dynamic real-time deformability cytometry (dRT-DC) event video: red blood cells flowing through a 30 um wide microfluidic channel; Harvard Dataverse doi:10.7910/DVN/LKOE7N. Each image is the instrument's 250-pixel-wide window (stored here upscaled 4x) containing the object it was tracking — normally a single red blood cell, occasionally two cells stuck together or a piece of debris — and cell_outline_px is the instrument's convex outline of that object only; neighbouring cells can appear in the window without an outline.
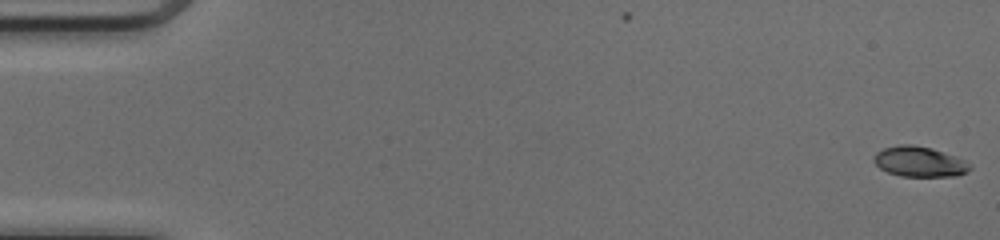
{"species": "common noctule bat (a hibernating species)", "species_latin": "Nyctalus noctula", "temperature_condition": "cold", "stored_images_in_passage": 51, "camera_frame_rate_fps": 3000, "um_per_image_px": 0.085, "animal": {"sex": "female", "body_mass_g": 17.0, "forearm_length_mm": 48.0}, "frame": {"image": 1, "passage_image": 1, "time_ms": 0.0, "image_size_px": [1000, 240], "cell_outline_px": [[972, 168], [968, 172], [956, 176], [900, 176], [888, 172], [880, 168], [872, 160], [872, 156], [876, 152], [884, 148], [900, 144], [912, 144], [932, 148], [956, 156], [972, 164]], "centroid_in_image_um": [78.16, 13.74], "position_along_channel_um": 6.8, "area_um2": 17.17}}
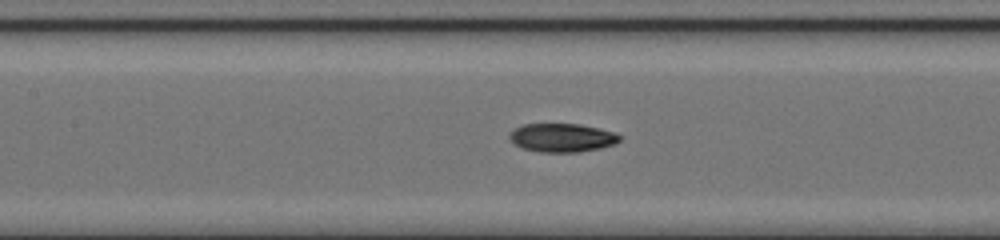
{"frame": {"image": 2, "passage_image": 24, "time_ms": 7.667, "image_size_px": [1000, 240], "cell_outline_px": [[620, 140], [616, 144], [600, 148], [580, 152], [540, 152], [524, 148], [516, 144], [508, 136], [512, 128], [524, 124], [580, 124], [616, 132], [620, 136]], "centroid_in_image_um": [47.79, 11.7], "position_along_channel_um": 159.6, "area_um2": 18.38}}
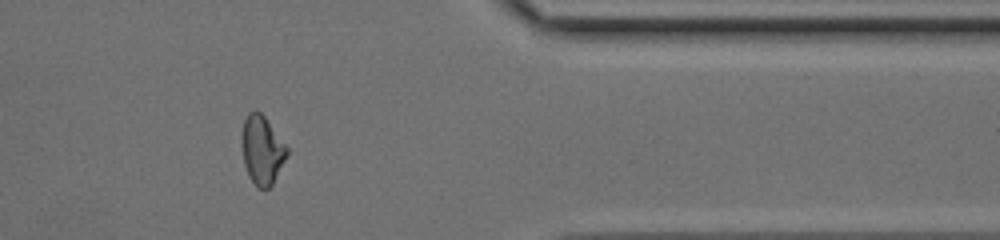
{"frame": {"image": 3, "passage_image": 42, "time_ms": 13.667, "image_size_px": [1000, 240], "cell_outline_px": [[288, 156], [272, 184], [268, 188], [256, 188], [248, 176], [244, 164], [240, 140], [240, 136], [244, 120], [248, 112], [256, 108], [264, 116], [288, 148]], "centroid_in_image_um": [22.24, 12.74], "position_along_channel_um": 389.2, "area_um2": 18.38}, "authors_computed_cell_mechanics": {"area_um2": 18.2648, "velocity_mm_per_s": 4.142, "shape_relaxation_time_tau1_ms": 3.8196, "shape_relaxation_time_tau2_ms": 2.8489, "deformation_change_tau1": 0.1644, "deformation_change_tau2": 0.082}}